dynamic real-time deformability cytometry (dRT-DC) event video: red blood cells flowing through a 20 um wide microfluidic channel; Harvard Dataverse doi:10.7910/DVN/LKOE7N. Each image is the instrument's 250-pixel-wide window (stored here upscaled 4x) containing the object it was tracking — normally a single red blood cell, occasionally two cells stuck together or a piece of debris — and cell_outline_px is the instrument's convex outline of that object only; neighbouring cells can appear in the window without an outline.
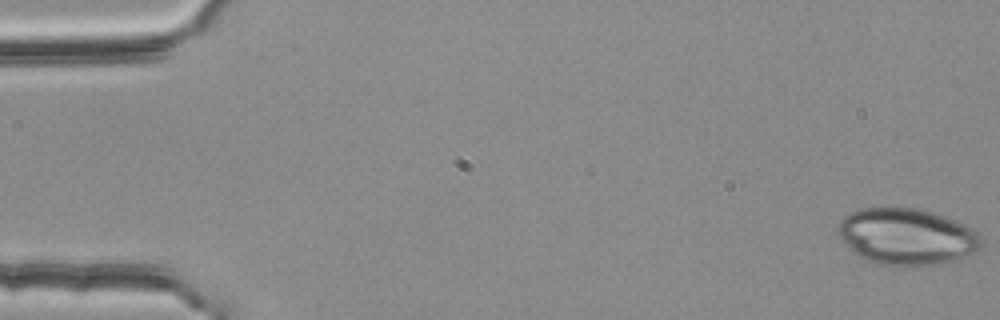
{"species": "common noctule bat (a hibernating species)", "species_latin": "Nyctalus noctula", "temperature_condition": "room temperature", "stored_images_in_passage": 55, "segment_of_instrument_passage": [1, 2], "camera_frame_rate_fps": 3000, "um_per_image_px": 0.085, "animal": {"sex": "female", "body_mass_g": 25.1}, "frame": {"image": 1, "passage_image": 1, "time_ms": 0.0, "image_size_px": [1000, 320], "cell_outline_px": [[984, 240], [980, 248], [972, 252], [952, 260], [936, 264], [900, 268], [880, 264], [868, 260], [852, 252], [836, 232], [836, 228], [840, 220], [844, 216], [860, 208], [916, 208], [932, 212], [956, 220], [976, 232]], "centroid_in_image_um": [77.03, 20.12], "position_along_channel_um": 8.0, "area_um2": 47.22}}
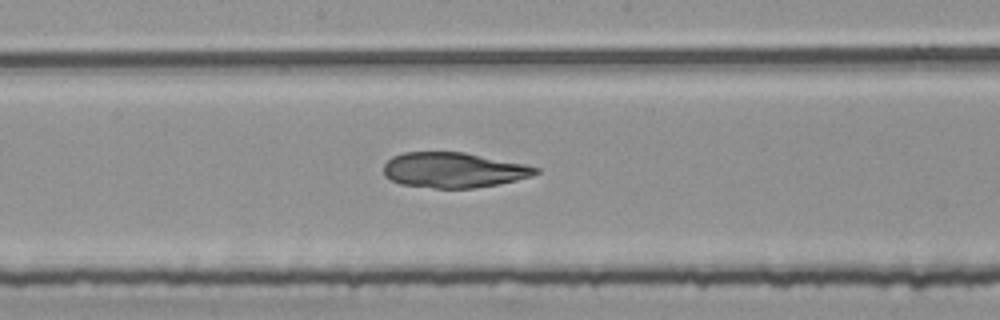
{"frame": {"image": 2, "passage_image": 28, "time_ms": 9.0, "image_size_px": [1000, 320], "cell_outline_px": [[540, 172], [532, 176], [516, 180], [476, 188], [432, 188], [400, 184], [384, 176], [384, 164], [392, 156], [404, 152], [464, 152], [524, 164], [540, 168]], "centroid_in_image_um": [38.54, 14.45], "position_along_channel_um": 209.7, "area_um2": 31.21}}
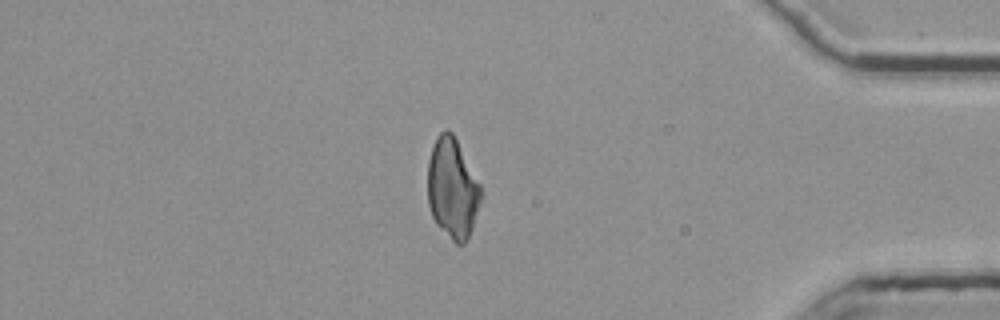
{"frame": {"image": 3, "passage_image": 46, "time_ms": 15.0, "image_size_px": [1000, 320], "cell_outline_px": [[480, 200], [472, 228], [468, 240], [464, 244], [456, 244], [436, 224], [432, 216], [428, 204], [428, 160], [436, 136], [444, 128], [448, 128], [452, 132], [480, 184]], "centroid_in_image_um": [38.43, 16.01], "position_along_channel_um": 396.8, "area_um2": 30.87}}